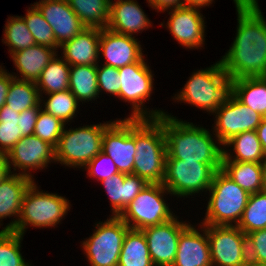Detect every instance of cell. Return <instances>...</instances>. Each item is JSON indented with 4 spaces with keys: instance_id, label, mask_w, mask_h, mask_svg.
I'll use <instances>...</instances> for the list:
<instances>
[{
    "instance_id": "obj_28",
    "label": "cell",
    "mask_w": 266,
    "mask_h": 266,
    "mask_svg": "<svg viewBox=\"0 0 266 266\" xmlns=\"http://www.w3.org/2000/svg\"><path fill=\"white\" fill-rule=\"evenodd\" d=\"M233 146L236 154L233 157L223 149L222 160L237 162L265 163L266 155L263 152L256 130L242 132L228 140L224 146Z\"/></svg>"
},
{
    "instance_id": "obj_19",
    "label": "cell",
    "mask_w": 266,
    "mask_h": 266,
    "mask_svg": "<svg viewBox=\"0 0 266 266\" xmlns=\"http://www.w3.org/2000/svg\"><path fill=\"white\" fill-rule=\"evenodd\" d=\"M142 50L134 36L119 34L108 28L101 29L99 54L105 57V65L120 68L135 62H143L145 59Z\"/></svg>"
},
{
    "instance_id": "obj_6",
    "label": "cell",
    "mask_w": 266,
    "mask_h": 266,
    "mask_svg": "<svg viewBox=\"0 0 266 266\" xmlns=\"http://www.w3.org/2000/svg\"><path fill=\"white\" fill-rule=\"evenodd\" d=\"M208 191L210 199L202 225L237 226L250 194L231 180L222 170L214 173ZM234 223V224H232Z\"/></svg>"
},
{
    "instance_id": "obj_41",
    "label": "cell",
    "mask_w": 266,
    "mask_h": 266,
    "mask_svg": "<svg viewBox=\"0 0 266 266\" xmlns=\"http://www.w3.org/2000/svg\"><path fill=\"white\" fill-rule=\"evenodd\" d=\"M249 266L266 264V229L246 234Z\"/></svg>"
},
{
    "instance_id": "obj_14",
    "label": "cell",
    "mask_w": 266,
    "mask_h": 266,
    "mask_svg": "<svg viewBox=\"0 0 266 266\" xmlns=\"http://www.w3.org/2000/svg\"><path fill=\"white\" fill-rule=\"evenodd\" d=\"M215 133L219 145H224L235 135L256 130L263 117L241 103L234 95L215 112Z\"/></svg>"
},
{
    "instance_id": "obj_42",
    "label": "cell",
    "mask_w": 266,
    "mask_h": 266,
    "mask_svg": "<svg viewBox=\"0 0 266 266\" xmlns=\"http://www.w3.org/2000/svg\"><path fill=\"white\" fill-rule=\"evenodd\" d=\"M86 168L89 177H98L100 181L119 173L113 159L102 151L85 166Z\"/></svg>"
},
{
    "instance_id": "obj_3",
    "label": "cell",
    "mask_w": 266,
    "mask_h": 266,
    "mask_svg": "<svg viewBox=\"0 0 266 266\" xmlns=\"http://www.w3.org/2000/svg\"><path fill=\"white\" fill-rule=\"evenodd\" d=\"M135 147L133 174L148 184H163L167 156L163 115L156 119H135Z\"/></svg>"
},
{
    "instance_id": "obj_25",
    "label": "cell",
    "mask_w": 266,
    "mask_h": 266,
    "mask_svg": "<svg viewBox=\"0 0 266 266\" xmlns=\"http://www.w3.org/2000/svg\"><path fill=\"white\" fill-rule=\"evenodd\" d=\"M221 170L249 194L266 189L265 163L222 160Z\"/></svg>"
},
{
    "instance_id": "obj_33",
    "label": "cell",
    "mask_w": 266,
    "mask_h": 266,
    "mask_svg": "<svg viewBox=\"0 0 266 266\" xmlns=\"http://www.w3.org/2000/svg\"><path fill=\"white\" fill-rule=\"evenodd\" d=\"M56 56L42 70L39 79L36 81L39 94L42 91L51 94L69 89L70 65L63 58L59 59Z\"/></svg>"
},
{
    "instance_id": "obj_1",
    "label": "cell",
    "mask_w": 266,
    "mask_h": 266,
    "mask_svg": "<svg viewBox=\"0 0 266 266\" xmlns=\"http://www.w3.org/2000/svg\"><path fill=\"white\" fill-rule=\"evenodd\" d=\"M236 37L220 63L233 79L266 75V21L257 0L235 1Z\"/></svg>"
},
{
    "instance_id": "obj_34",
    "label": "cell",
    "mask_w": 266,
    "mask_h": 266,
    "mask_svg": "<svg viewBox=\"0 0 266 266\" xmlns=\"http://www.w3.org/2000/svg\"><path fill=\"white\" fill-rule=\"evenodd\" d=\"M36 82L13 78L10 83L5 104L14 111L21 113L37 106L41 99Z\"/></svg>"
},
{
    "instance_id": "obj_16",
    "label": "cell",
    "mask_w": 266,
    "mask_h": 266,
    "mask_svg": "<svg viewBox=\"0 0 266 266\" xmlns=\"http://www.w3.org/2000/svg\"><path fill=\"white\" fill-rule=\"evenodd\" d=\"M10 172L11 165L22 172L21 175L33 178L32 174L28 173L31 169H43L48 166L53 160L55 162V147L50 143L42 140L36 135L22 137L6 154ZM51 161V162H50ZM28 170V172H26Z\"/></svg>"
},
{
    "instance_id": "obj_21",
    "label": "cell",
    "mask_w": 266,
    "mask_h": 266,
    "mask_svg": "<svg viewBox=\"0 0 266 266\" xmlns=\"http://www.w3.org/2000/svg\"><path fill=\"white\" fill-rule=\"evenodd\" d=\"M203 235L190 224L180 233L175 262L172 266H212L207 231Z\"/></svg>"
},
{
    "instance_id": "obj_4",
    "label": "cell",
    "mask_w": 266,
    "mask_h": 266,
    "mask_svg": "<svg viewBox=\"0 0 266 266\" xmlns=\"http://www.w3.org/2000/svg\"><path fill=\"white\" fill-rule=\"evenodd\" d=\"M233 95L234 79L228 76L218 61L207 69L193 73L175 99L214 113Z\"/></svg>"
},
{
    "instance_id": "obj_10",
    "label": "cell",
    "mask_w": 266,
    "mask_h": 266,
    "mask_svg": "<svg viewBox=\"0 0 266 266\" xmlns=\"http://www.w3.org/2000/svg\"><path fill=\"white\" fill-rule=\"evenodd\" d=\"M120 77L119 98L129 101L132 105V114L128 118L133 119H156L166 114L161 110L143 109V103L149 99L153 90V75L151 69L143 62H135L118 68ZM148 115V116H147Z\"/></svg>"
},
{
    "instance_id": "obj_35",
    "label": "cell",
    "mask_w": 266,
    "mask_h": 266,
    "mask_svg": "<svg viewBox=\"0 0 266 266\" xmlns=\"http://www.w3.org/2000/svg\"><path fill=\"white\" fill-rule=\"evenodd\" d=\"M237 227L245 234L266 229V189L250 194Z\"/></svg>"
},
{
    "instance_id": "obj_12",
    "label": "cell",
    "mask_w": 266,
    "mask_h": 266,
    "mask_svg": "<svg viewBox=\"0 0 266 266\" xmlns=\"http://www.w3.org/2000/svg\"><path fill=\"white\" fill-rule=\"evenodd\" d=\"M203 226L207 231L212 266H249L244 232L235 225Z\"/></svg>"
},
{
    "instance_id": "obj_36",
    "label": "cell",
    "mask_w": 266,
    "mask_h": 266,
    "mask_svg": "<svg viewBox=\"0 0 266 266\" xmlns=\"http://www.w3.org/2000/svg\"><path fill=\"white\" fill-rule=\"evenodd\" d=\"M4 28L2 42L10 47V55L36 44L22 16L9 17Z\"/></svg>"
},
{
    "instance_id": "obj_2",
    "label": "cell",
    "mask_w": 266,
    "mask_h": 266,
    "mask_svg": "<svg viewBox=\"0 0 266 266\" xmlns=\"http://www.w3.org/2000/svg\"><path fill=\"white\" fill-rule=\"evenodd\" d=\"M166 138V159H181L210 164L216 171L222 169L223 149L214 143L212 134L203 127L163 115Z\"/></svg>"
},
{
    "instance_id": "obj_30",
    "label": "cell",
    "mask_w": 266,
    "mask_h": 266,
    "mask_svg": "<svg viewBox=\"0 0 266 266\" xmlns=\"http://www.w3.org/2000/svg\"><path fill=\"white\" fill-rule=\"evenodd\" d=\"M118 266H154L142 230L129 228L123 239Z\"/></svg>"
},
{
    "instance_id": "obj_29",
    "label": "cell",
    "mask_w": 266,
    "mask_h": 266,
    "mask_svg": "<svg viewBox=\"0 0 266 266\" xmlns=\"http://www.w3.org/2000/svg\"><path fill=\"white\" fill-rule=\"evenodd\" d=\"M234 96L262 117H266V79L264 77L234 79Z\"/></svg>"
},
{
    "instance_id": "obj_31",
    "label": "cell",
    "mask_w": 266,
    "mask_h": 266,
    "mask_svg": "<svg viewBox=\"0 0 266 266\" xmlns=\"http://www.w3.org/2000/svg\"><path fill=\"white\" fill-rule=\"evenodd\" d=\"M69 90L77 101H91L99 95L97 65H73L69 69Z\"/></svg>"
},
{
    "instance_id": "obj_15",
    "label": "cell",
    "mask_w": 266,
    "mask_h": 266,
    "mask_svg": "<svg viewBox=\"0 0 266 266\" xmlns=\"http://www.w3.org/2000/svg\"><path fill=\"white\" fill-rule=\"evenodd\" d=\"M189 223L172 218L160 225L144 228L148 250L154 266H172L177 254L180 233Z\"/></svg>"
},
{
    "instance_id": "obj_39",
    "label": "cell",
    "mask_w": 266,
    "mask_h": 266,
    "mask_svg": "<svg viewBox=\"0 0 266 266\" xmlns=\"http://www.w3.org/2000/svg\"><path fill=\"white\" fill-rule=\"evenodd\" d=\"M22 238L13 231H0V266H30L20 253Z\"/></svg>"
},
{
    "instance_id": "obj_46",
    "label": "cell",
    "mask_w": 266,
    "mask_h": 266,
    "mask_svg": "<svg viewBox=\"0 0 266 266\" xmlns=\"http://www.w3.org/2000/svg\"><path fill=\"white\" fill-rule=\"evenodd\" d=\"M264 154L266 155V117H263L260 125L256 128Z\"/></svg>"
},
{
    "instance_id": "obj_17",
    "label": "cell",
    "mask_w": 266,
    "mask_h": 266,
    "mask_svg": "<svg viewBox=\"0 0 266 266\" xmlns=\"http://www.w3.org/2000/svg\"><path fill=\"white\" fill-rule=\"evenodd\" d=\"M42 101L21 113L6 104L0 108V153L7 154L22 137L34 134Z\"/></svg>"
},
{
    "instance_id": "obj_27",
    "label": "cell",
    "mask_w": 266,
    "mask_h": 266,
    "mask_svg": "<svg viewBox=\"0 0 266 266\" xmlns=\"http://www.w3.org/2000/svg\"><path fill=\"white\" fill-rule=\"evenodd\" d=\"M33 182V178L19 172L11 173L0 183V219L15 215L19 218L23 197Z\"/></svg>"
},
{
    "instance_id": "obj_18",
    "label": "cell",
    "mask_w": 266,
    "mask_h": 266,
    "mask_svg": "<svg viewBox=\"0 0 266 266\" xmlns=\"http://www.w3.org/2000/svg\"><path fill=\"white\" fill-rule=\"evenodd\" d=\"M34 5L51 26L59 47L86 28L67 0H41Z\"/></svg>"
},
{
    "instance_id": "obj_48",
    "label": "cell",
    "mask_w": 266,
    "mask_h": 266,
    "mask_svg": "<svg viewBox=\"0 0 266 266\" xmlns=\"http://www.w3.org/2000/svg\"><path fill=\"white\" fill-rule=\"evenodd\" d=\"M236 0H234L235 2ZM213 0H183L184 7L202 8L203 6H209Z\"/></svg>"
},
{
    "instance_id": "obj_40",
    "label": "cell",
    "mask_w": 266,
    "mask_h": 266,
    "mask_svg": "<svg viewBox=\"0 0 266 266\" xmlns=\"http://www.w3.org/2000/svg\"><path fill=\"white\" fill-rule=\"evenodd\" d=\"M65 125L59 118L41 108L34 127V135L56 147Z\"/></svg>"
},
{
    "instance_id": "obj_26",
    "label": "cell",
    "mask_w": 266,
    "mask_h": 266,
    "mask_svg": "<svg viewBox=\"0 0 266 266\" xmlns=\"http://www.w3.org/2000/svg\"><path fill=\"white\" fill-rule=\"evenodd\" d=\"M56 50L49 47L35 44L24 50L11 54L15 67L21 77L13 76L19 80L36 82L42 70L55 57Z\"/></svg>"
},
{
    "instance_id": "obj_45",
    "label": "cell",
    "mask_w": 266,
    "mask_h": 266,
    "mask_svg": "<svg viewBox=\"0 0 266 266\" xmlns=\"http://www.w3.org/2000/svg\"><path fill=\"white\" fill-rule=\"evenodd\" d=\"M149 5L158 11L183 7V0H147ZM171 7V8H170Z\"/></svg>"
},
{
    "instance_id": "obj_24",
    "label": "cell",
    "mask_w": 266,
    "mask_h": 266,
    "mask_svg": "<svg viewBox=\"0 0 266 266\" xmlns=\"http://www.w3.org/2000/svg\"><path fill=\"white\" fill-rule=\"evenodd\" d=\"M110 198L113 215L119 216L122 211L148 185L143 179L134 174L117 173L101 181Z\"/></svg>"
},
{
    "instance_id": "obj_37",
    "label": "cell",
    "mask_w": 266,
    "mask_h": 266,
    "mask_svg": "<svg viewBox=\"0 0 266 266\" xmlns=\"http://www.w3.org/2000/svg\"><path fill=\"white\" fill-rule=\"evenodd\" d=\"M47 95L49 98L43 103L44 111L59 118L64 124L70 122L76 115L79 103L71 91L68 89Z\"/></svg>"
},
{
    "instance_id": "obj_9",
    "label": "cell",
    "mask_w": 266,
    "mask_h": 266,
    "mask_svg": "<svg viewBox=\"0 0 266 266\" xmlns=\"http://www.w3.org/2000/svg\"><path fill=\"white\" fill-rule=\"evenodd\" d=\"M96 224L93 235L82 247L91 266H118L123 239L129 227L119 216Z\"/></svg>"
},
{
    "instance_id": "obj_20",
    "label": "cell",
    "mask_w": 266,
    "mask_h": 266,
    "mask_svg": "<svg viewBox=\"0 0 266 266\" xmlns=\"http://www.w3.org/2000/svg\"><path fill=\"white\" fill-rule=\"evenodd\" d=\"M170 11L167 27L175 40L186 48L202 47L205 37V22L199 9L183 6Z\"/></svg>"
},
{
    "instance_id": "obj_5",
    "label": "cell",
    "mask_w": 266,
    "mask_h": 266,
    "mask_svg": "<svg viewBox=\"0 0 266 266\" xmlns=\"http://www.w3.org/2000/svg\"><path fill=\"white\" fill-rule=\"evenodd\" d=\"M37 188L34 182L30 185L23 197L19 218L10 222L2 231H13L24 236L28 225L45 228L59 224L70 210L69 201L57 194L39 192Z\"/></svg>"
},
{
    "instance_id": "obj_8",
    "label": "cell",
    "mask_w": 266,
    "mask_h": 266,
    "mask_svg": "<svg viewBox=\"0 0 266 266\" xmlns=\"http://www.w3.org/2000/svg\"><path fill=\"white\" fill-rule=\"evenodd\" d=\"M167 192L163 184H148L119 217L129 228L137 230L170 221L176 216L164 201Z\"/></svg>"
},
{
    "instance_id": "obj_47",
    "label": "cell",
    "mask_w": 266,
    "mask_h": 266,
    "mask_svg": "<svg viewBox=\"0 0 266 266\" xmlns=\"http://www.w3.org/2000/svg\"><path fill=\"white\" fill-rule=\"evenodd\" d=\"M11 173L6 154L0 153V183Z\"/></svg>"
},
{
    "instance_id": "obj_11",
    "label": "cell",
    "mask_w": 266,
    "mask_h": 266,
    "mask_svg": "<svg viewBox=\"0 0 266 266\" xmlns=\"http://www.w3.org/2000/svg\"><path fill=\"white\" fill-rule=\"evenodd\" d=\"M215 172L210 164L166 159L163 185L174 196H192L210 188Z\"/></svg>"
},
{
    "instance_id": "obj_13",
    "label": "cell",
    "mask_w": 266,
    "mask_h": 266,
    "mask_svg": "<svg viewBox=\"0 0 266 266\" xmlns=\"http://www.w3.org/2000/svg\"><path fill=\"white\" fill-rule=\"evenodd\" d=\"M102 152L113 159L121 173L133 174L135 162V119L112 121L104 130Z\"/></svg>"
},
{
    "instance_id": "obj_44",
    "label": "cell",
    "mask_w": 266,
    "mask_h": 266,
    "mask_svg": "<svg viewBox=\"0 0 266 266\" xmlns=\"http://www.w3.org/2000/svg\"><path fill=\"white\" fill-rule=\"evenodd\" d=\"M0 66V108L5 104L7 93L9 91L11 80L14 78L13 74L6 72Z\"/></svg>"
},
{
    "instance_id": "obj_32",
    "label": "cell",
    "mask_w": 266,
    "mask_h": 266,
    "mask_svg": "<svg viewBox=\"0 0 266 266\" xmlns=\"http://www.w3.org/2000/svg\"><path fill=\"white\" fill-rule=\"evenodd\" d=\"M87 28H107L111 0H67Z\"/></svg>"
},
{
    "instance_id": "obj_43",
    "label": "cell",
    "mask_w": 266,
    "mask_h": 266,
    "mask_svg": "<svg viewBox=\"0 0 266 266\" xmlns=\"http://www.w3.org/2000/svg\"><path fill=\"white\" fill-rule=\"evenodd\" d=\"M97 85L99 93L104 90L118 97L121 88L118 68L105 64L101 68L97 65Z\"/></svg>"
},
{
    "instance_id": "obj_22",
    "label": "cell",
    "mask_w": 266,
    "mask_h": 266,
    "mask_svg": "<svg viewBox=\"0 0 266 266\" xmlns=\"http://www.w3.org/2000/svg\"><path fill=\"white\" fill-rule=\"evenodd\" d=\"M151 25L150 20L134 0H111L107 28L119 34L132 36Z\"/></svg>"
},
{
    "instance_id": "obj_38",
    "label": "cell",
    "mask_w": 266,
    "mask_h": 266,
    "mask_svg": "<svg viewBox=\"0 0 266 266\" xmlns=\"http://www.w3.org/2000/svg\"><path fill=\"white\" fill-rule=\"evenodd\" d=\"M23 18L36 44L58 50L59 46L56 43L51 26L34 4L31 9L27 10V14Z\"/></svg>"
},
{
    "instance_id": "obj_23",
    "label": "cell",
    "mask_w": 266,
    "mask_h": 266,
    "mask_svg": "<svg viewBox=\"0 0 266 266\" xmlns=\"http://www.w3.org/2000/svg\"><path fill=\"white\" fill-rule=\"evenodd\" d=\"M101 29L84 28L71 40L65 42L63 48L64 60L70 65H98L99 43Z\"/></svg>"
},
{
    "instance_id": "obj_7",
    "label": "cell",
    "mask_w": 266,
    "mask_h": 266,
    "mask_svg": "<svg viewBox=\"0 0 266 266\" xmlns=\"http://www.w3.org/2000/svg\"><path fill=\"white\" fill-rule=\"evenodd\" d=\"M78 127L62 131L55 147V161L66 166L84 167L102 151L104 130L111 124Z\"/></svg>"
}]
</instances>
